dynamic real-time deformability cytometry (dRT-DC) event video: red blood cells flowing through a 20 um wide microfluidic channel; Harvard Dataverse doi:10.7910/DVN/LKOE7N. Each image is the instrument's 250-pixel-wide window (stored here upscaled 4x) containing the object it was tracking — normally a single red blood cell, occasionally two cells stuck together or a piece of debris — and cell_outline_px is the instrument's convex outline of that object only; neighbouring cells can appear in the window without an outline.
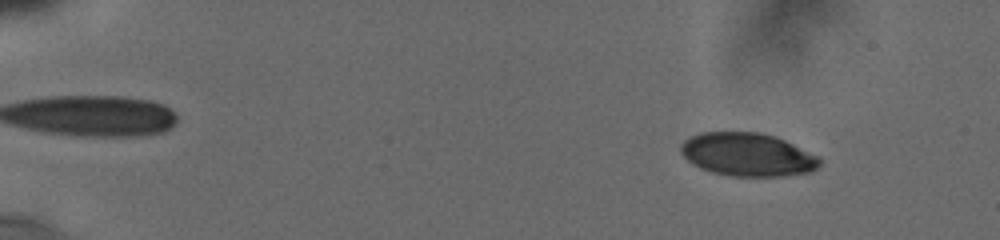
{"species": "human", "species_latin": "Homo sapiens", "temperature_condition": "cold", "stored_images_in_passage": 53, "camera_frame_rate_fps": 3000, "um_per_image_px": 0.085, "donor": {"sex": "male"}, "frame": {"image": 1, "passage_image": 11, "time_ms": 2.333, "image_size_px": [1000, 240], "cell_outline_px": [[820, 164], [816, 168], [808, 172], [784, 176], [732, 176], [712, 172], [700, 168], [692, 164], [680, 152], [680, 144], [684, 140], [700, 132], [760, 132], [776, 136], [820, 156]], "centroid_in_image_um": [63.54, 13.13], "position_along_channel_um": 21.5, "area_um2": 35.14}}
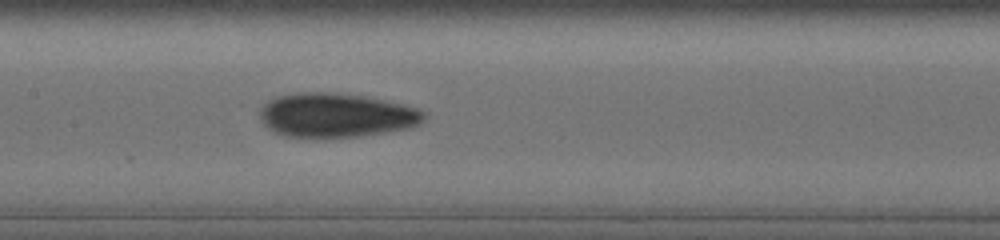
{"frame": {"image": 2, "passage_image": 31, "time_ms": 10.0, "image_size_px": [1000, 240], "cell_outline_px": [[428, 116], [420, 124], [408, 128], [360, 136], [284, 136], [272, 132], [260, 120], [260, 108], [268, 100], [276, 96], [300, 92], [324, 92], [364, 96], [420, 108], [428, 112]], "centroid_in_image_um": [28.59, 9.78], "position_along_channel_um": 178.8, "area_um2": 42.14}}
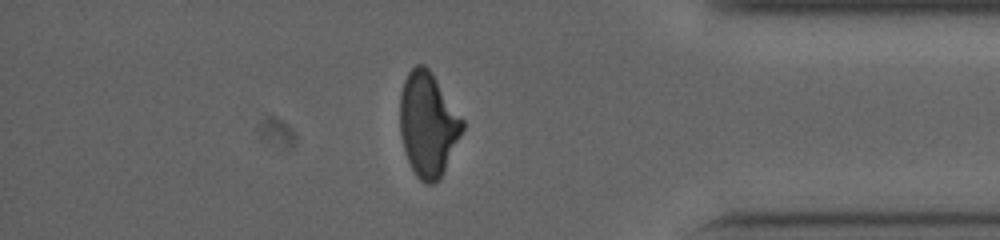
{"frame": {"image": 3, "passage_image": 47, "time_ms": 16.333, "image_size_px": [1000, 240], "cell_outline_px": [[464, 128], [440, 180], [432, 184], [428, 184], [420, 180], [416, 176], [404, 152], [400, 136], [400, 92], [404, 80], [408, 72], [416, 64], [424, 64], [428, 68], [464, 120]], "centroid_in_image_um": [36.36, 10.58], "position_along_channel_um": 398.8, "area_um2": 37.92}, "authors_computed_cell_mechanics": {"area_um2": 37.9168, "velocity_mm_per_s": 3.7925, "shape_relaxation_time_tau1_ms": 5.1864, "shape_relaxation_time_tau2_ms": 2.3614, "deformation_change_tau1": 0.1513, "deformation_change_tau2": 0.0788}}